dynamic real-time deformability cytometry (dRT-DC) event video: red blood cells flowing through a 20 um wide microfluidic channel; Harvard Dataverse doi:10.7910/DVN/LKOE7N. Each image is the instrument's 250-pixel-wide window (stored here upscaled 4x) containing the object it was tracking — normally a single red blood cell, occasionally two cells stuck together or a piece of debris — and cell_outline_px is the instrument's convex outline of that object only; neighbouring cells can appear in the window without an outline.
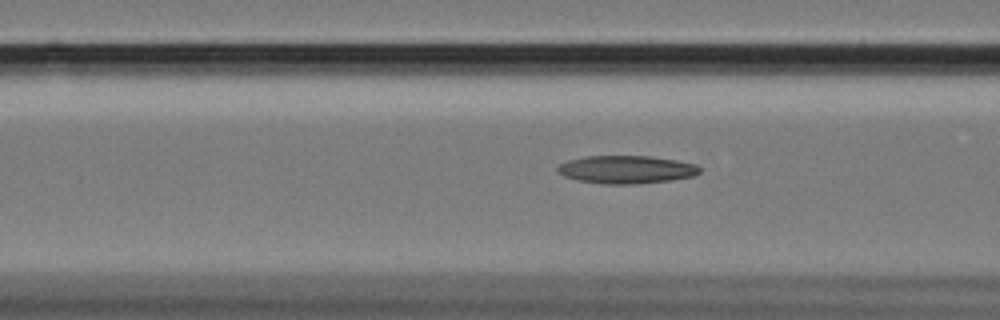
{"species": "Egyptian fruit bat (a non-hibernating species)", "species_latin": "Rousettus aegyptiacus", "temperature_condition": "cold", "stored_images_in_passage": 58, "camera_frame_rate_fps": 3000, "um_per_image_px": 0.085, "animal": {"sex": "female"}, "frame": {"image": 1, "passage_image": 22, "time_ms": 7.0, "image_size_px": [1000, 320], "cell_outline_px": [[700, 172], [692, 176], [672, 180], [632, 184], [604, 184], [580, 180], [564, 176], [556, 172], [556, 168], [560, 164], [568, 160], [584, 156], [652, 156], [676, 160], [696, 164], [700, 168]], "centroid_in_image_um": [53.22, 14.4], "position_along_channel_um": 113.4, "area_um2": 23.12}}
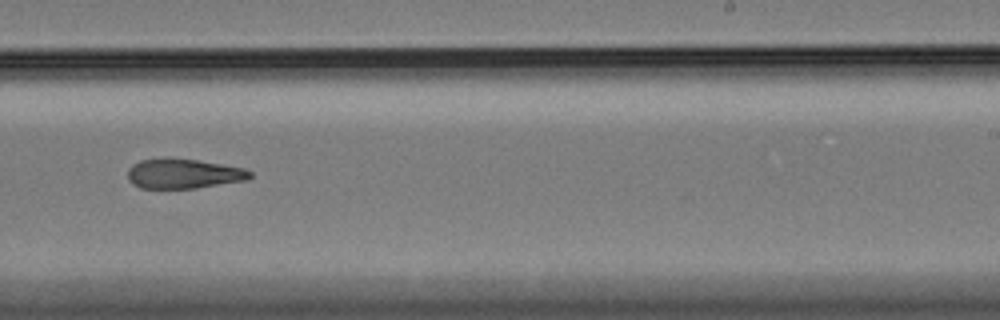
{"frame": {"image": 2, "passage_image": 36, "time_ms": 11.667, "image_size_px": [1000, 320], "cell_outline_px": [[252, 176], [248, 180], [196, 188], [140, 188], [132, 184], [128, 180], [128, 168], [132, 164], [140, 160], [196, 160], [244, 168], [252, 172]], "centroid_in_image_um": [15.61, 14.8], "position_along_channel_um": 273.4, "area_um2": 20.75}}
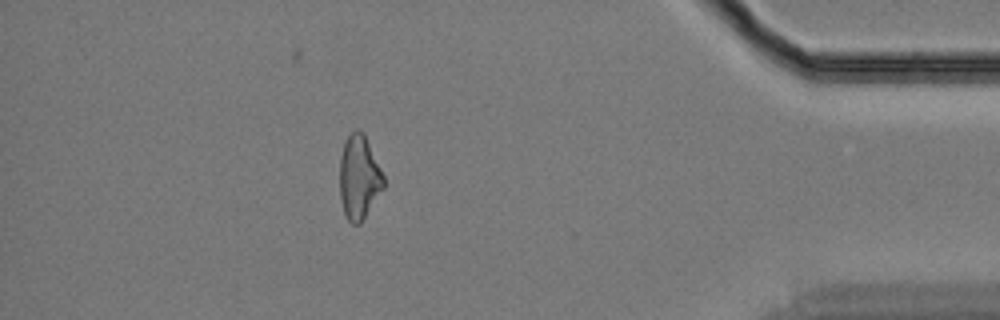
{"frame": {"image": 3, "passage_image": 51, "time_ms": 16.667, "image_size_px": [1000, 320], "cell_outline_px": [[384, 188], [360, 224], [352, 224], [344, 216], [340, 196], [340, 156], [344, 140], [356, 128], [360, 128], [364, 132], [384, 176]], "centroid_in_image_um": [30.51, 15.06], "position_along_channel_um": 404.7, "area_um2": 21.73}, "authors_computed_cell_mechanics": {"area_um2": 22.253, "velocity_mm_per_s": 3.4297, "shape_relaxation_time_tau1_ms": null, "shape_relaxation_time_tau2_ms": 10.7614, "deformation_change_tau1": null, "deformation_change_tau2": 0.2548}}